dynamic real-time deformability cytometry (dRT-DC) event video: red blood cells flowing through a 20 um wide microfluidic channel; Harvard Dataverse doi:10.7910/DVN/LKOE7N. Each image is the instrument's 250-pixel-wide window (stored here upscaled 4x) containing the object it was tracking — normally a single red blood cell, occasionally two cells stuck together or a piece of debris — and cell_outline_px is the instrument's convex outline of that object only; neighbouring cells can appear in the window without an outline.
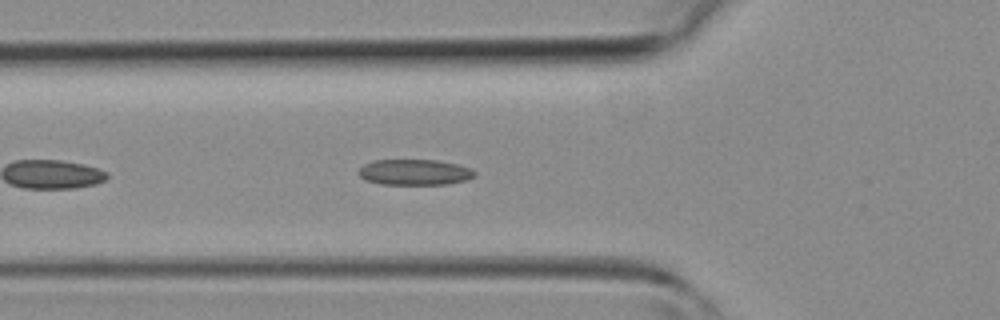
{"species": "common noctule bat (a hibernating species)", "species_latin": "Nyctalus noctula", "temperature_condition": "room temperature", "stored_images_in_passage": 39, "camera_frame_rate_fps": 3000, "um_per_image_px": 0.085, "animal": {"sex": "female", "body_mass_g": 19.3, "forearm_length_mm": 54.1}, "frame": {"image": 1, "passage_image": 13, "time_ms": 4.0, "image_size_px": [1000, 320], "cell_outline_px": [[476, 176], [464, 180], [448, 184], [380, 184], [364, 180], [356, 172], [364, 164], [372, 160], [436, 160], [456, 164], [472, 168], [476, 172]], "centroid_in_image_um": [35.22, 14.63], "position_along_channel_um": 90.6, "area_um2": 17.51}}
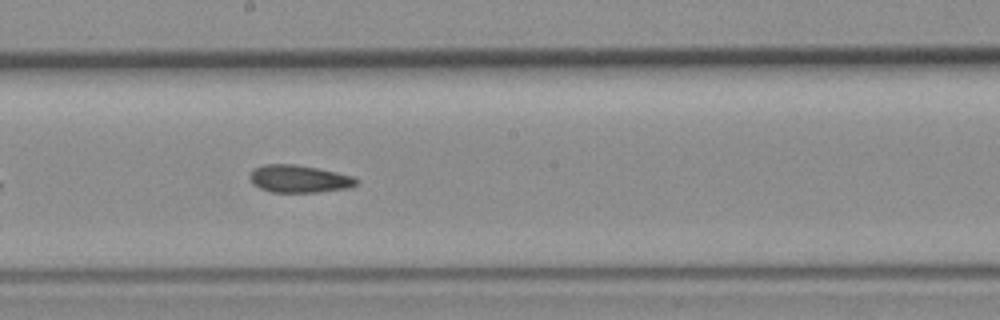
{"frame": {"image": 2, "passage_image": 21, "time_ms": 6.667, "image_size_px": [1000, 320], "cell_outline_px": [[360, 180], [356, 184], [348, 188], [316, 192], [272, 192], [260, 188], [252, 184], [248, 176], [256, 168], [264, 164], [296, 164], [336, 172], [352, 176]], "centroid_in_image_um": [25.41, 15.2], "position_along_channel_um": 222.8, "area_um2": 16.99}}
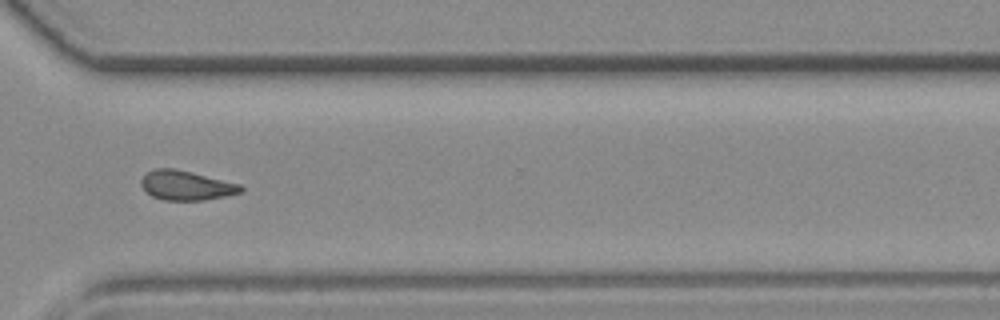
{"frame": {"image": 3, "passage_image": 29, "time_ms": 9.333, "image_size_px": [1000, 320], "cell_outline_px": [[244, 192], [204, 200], [164, 200], [152, 196], [140, 184], [140, 180], [148, 172], [156, 168], [172, 168], [192, 172], [240, 184], [244, 188]], "centroid_in_image_um": [15.85, 15.76], "position_along_channel_um": 354.8, "area_um2": 16.99}}